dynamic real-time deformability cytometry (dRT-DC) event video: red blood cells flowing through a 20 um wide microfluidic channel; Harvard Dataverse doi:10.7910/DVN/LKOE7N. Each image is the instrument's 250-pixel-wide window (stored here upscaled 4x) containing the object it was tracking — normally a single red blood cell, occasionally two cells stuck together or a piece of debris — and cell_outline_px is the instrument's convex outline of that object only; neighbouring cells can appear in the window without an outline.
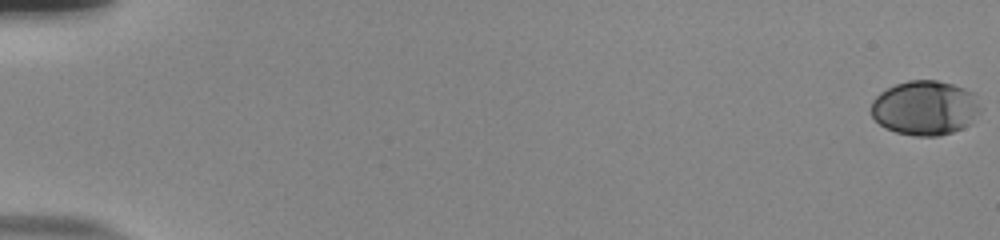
{"species": "human", "species_latin": "Homo sapiens", "temperature_condition": "room temperature", "stored_images_in_passage": 55, "camera_frame_rate_fps": 3000, "um_per_image_px": 0.085, "donor": {"sex": "male"}, "frame": {"image": 1, "passage_image": 1, "time_ms": 0.0, "image_size_px": [1000, 240], "cell_outline_px": [[984, 108], [968, 124], [952, 132], [940, 136], [916, 136], [896, 132], [884, 128], [872, 116], [872, 100], [880, 92], [896, 84], [908, 80], [936, 80], [952, 84], [976, 92]], "centroid_in_image_um": [78.67, 9.16], "position_along_channel_um": 6.3, "area_um2": 35.08}}
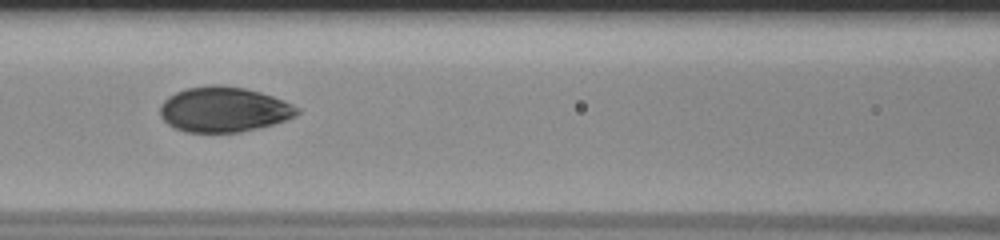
{"frame": {"image": 2, "passage_image": 27, "time_ms": 8.667, "image_size_px": [1000, 240], "cell_outline_px": [[300, 112], [296, 116], [288, 120], [240, 132], [188, 132], [176, 128], [168, 124], [160, 116], [160, 104], [168, 96], [184, 88], [208, 84], [216, 84], [244, 88], [260, 92], [284, 100], [300, 108]], "centroid_in_image_um": [19.02, 9.29], "position_along_channel_um": 147.6, "area_um2": 36.24}}
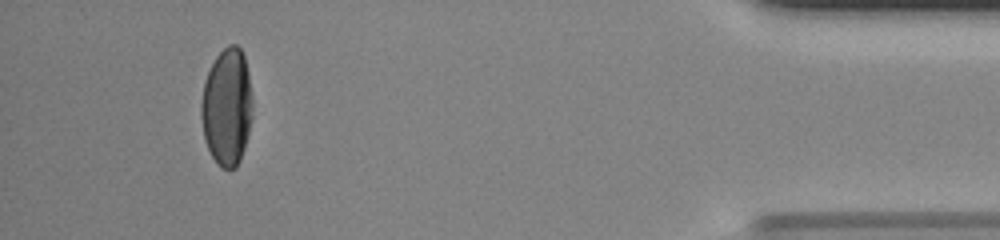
{"frame": {"image": 3, "passage_image": 52, "time_ms": 17.0, "image_size_px": [1000, 240], "cell_outline_px": [[252, 116], [244, 148], [240, 160], [236, 168], [224, 168], [212, 156], [204, 140], [200, 116], [200, 104], [204, 80], [216, 56], [228, 44], [236, 44], [240, 48], [244, 56], [248, 72], [252, 100]], "centroid_in_image_um": [19.27, 9.07], "position_along_channel_um": 415.9, "area_um2": 35.08}, "authors_computed_cell_mechanics": {"area_um2": 35.3736, "velocity_mm_per_s": 3.8832, "shape_relaxation_time_tau1_ms": 4.3616, "shape_relaxation_time_tau2_ms": null, "deformation_change_tau1": 0.184, "deformation_change_tau2": null}}